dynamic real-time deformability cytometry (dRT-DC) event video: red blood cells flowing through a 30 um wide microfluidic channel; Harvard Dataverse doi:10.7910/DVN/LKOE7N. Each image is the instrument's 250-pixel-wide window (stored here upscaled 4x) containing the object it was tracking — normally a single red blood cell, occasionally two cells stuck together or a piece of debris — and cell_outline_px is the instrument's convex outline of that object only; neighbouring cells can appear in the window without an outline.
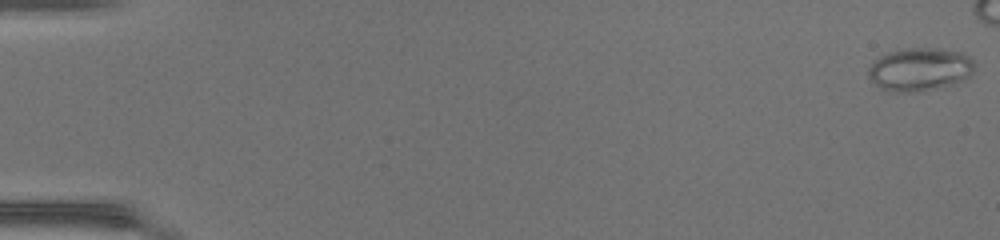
{"species": "common noctule bat (a hibernating species)", "species_latin": "Nyctalus noctula", "temperature_condition": "warm", "stored_images_in_passage": 44, "camera_frame_rate_fps": 3000, "um_per_image_px": 0.085, "animal": {"sex": "female", "body_mass_g": 17.0, "forearm_length_mm": 48.0}, "frame": {"image": 1, "passage_image": 1, "time_ms": 0.0, "image_size_px": [1000, 240], "cell_outline_px": [[976, 64], [972, 76], [964, 80], [952, 84], [916, 92], [892, 92], [880, 88], [868, 76], [868, 68], [880, 56], [888, 52], [908, 48], [936, 48], [964, 52]], "centroid_in_image_um": [78.22, 5.89], "position_along_channel_um": 6.8, "area_um2": 26.82}}
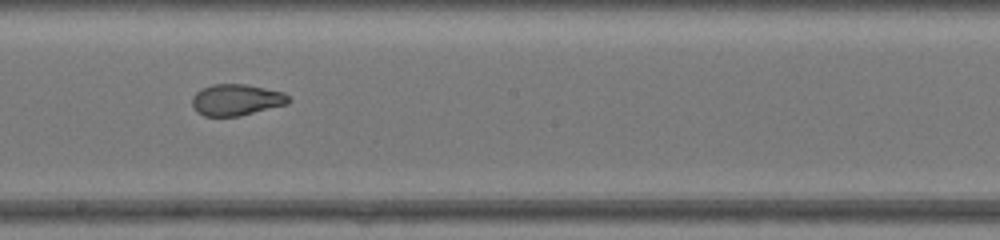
{"frame": {"image": 2, "passage_image": 29, "time_ms": 9.333, "image_size_px": [1000, 240], "cell_outline_px": [[292, 100], [288, 104], [240, 116], [204, 116], [196, 112], [192, 108], [192, 96], [200, 88], [212, 84], [244, 84], [284, 92]], "centroid_in_image_um": [20.07, 8.49], "position_along_channel_um": 228.1, "area_um2": 17.86}}
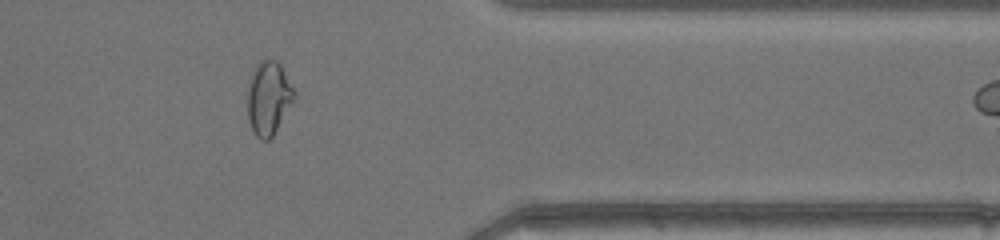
{"frame": {"image": 3, "passage_image": 41, "time_ms": 13.333, "image_size_px": [1000, 240], "cell_outline_px": [[296, 92], [292, 100], [272, 136], [268, 140], [260, 140], [252, 132], [248, 120], [248, 88], [256, 64], [260, 60], [276, 60], [280, 64]], "centroid_in_image_um": [22.8, 8.33], "position_along_channel_um": 388.6, "area_um2": 19.48}, "authors_computed_cell_mechanics": {"area_um2": 20.8369, "velocity_mm_per_s": 4.3457, "shape_relaxation_time_tau1_ms": null, "shape_relaxation_time_tau2_ms": 1.1029, "deformation_change_tau1": null, "deformation_change_tau2": 0.0653}}